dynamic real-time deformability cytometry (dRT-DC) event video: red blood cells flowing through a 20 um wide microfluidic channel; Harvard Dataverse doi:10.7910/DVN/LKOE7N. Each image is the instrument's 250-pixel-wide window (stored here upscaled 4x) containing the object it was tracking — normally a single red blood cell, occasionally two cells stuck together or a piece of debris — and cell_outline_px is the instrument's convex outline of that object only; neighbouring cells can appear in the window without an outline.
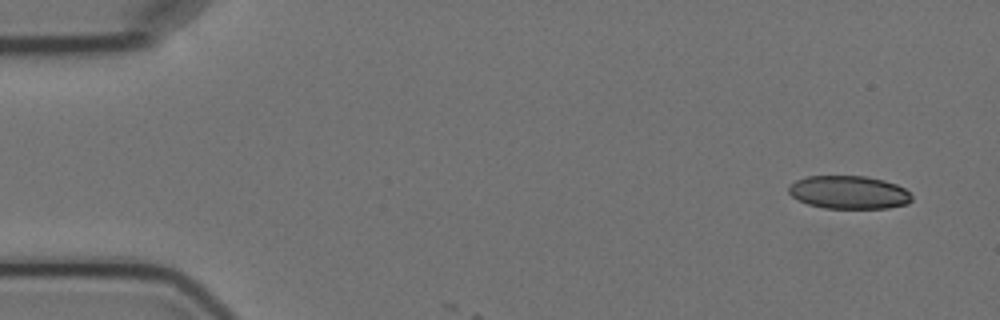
{"species": "Egyptian fruit bat (a non-hibernating species)", "species_latin": "Rousettus aegyptiacus", "temperature_condition": "cold", "stored_images_in_passage": 3, "camera_frame_rate_fps": 3000, "um_per_image_px": 0.085, "animal": {"sex": "female"}, "frame": {"image": 1, "passage_image": 1, "time_ms": 0.0, "image_size_px": [1000, 320], "cell_outline_px": [[912, 200], [908, 204], [888, 208], [824, 208], [808, 204], [792, 196], [788, 192], [788, 184], [796, 180], [808, 176], [864, 176], [884, 180], [896, 184], [904, 188], [912, 196]], "centroid_in_image_um": [72.15, 16.35], "position_along_channel_um": 12.9, "area_um2": 23.81}}
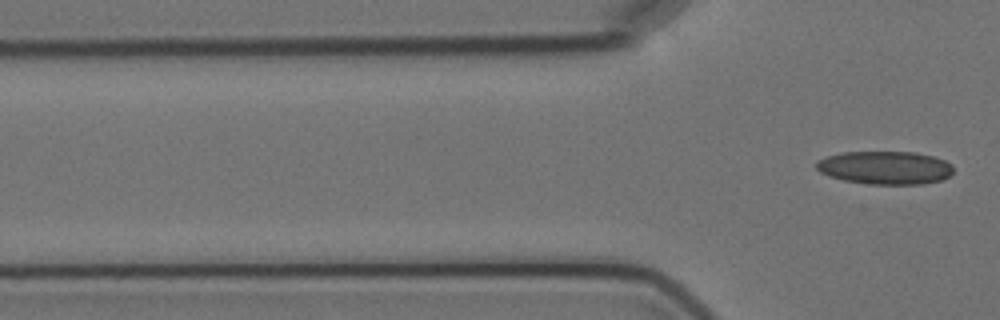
{"frame": {"image": 2, "passage_image": 3, "time_ms": 4.0, "image_size_px": [1000, 320], "cell_outline_px": [[952, 172], [948, 176], [940, 180], [924, 184], [868, 184], [844, 180], [828, 176], [820, 172], [816, 168], [816, 160], [828, 156], [844, 152], [912, 152], [932, 156], [944, 160], [952, 164]], "centroid_in_image_um": [75.21, 14.26], "position_along_channel_um": 50.6, "area_um2": 26.41}}